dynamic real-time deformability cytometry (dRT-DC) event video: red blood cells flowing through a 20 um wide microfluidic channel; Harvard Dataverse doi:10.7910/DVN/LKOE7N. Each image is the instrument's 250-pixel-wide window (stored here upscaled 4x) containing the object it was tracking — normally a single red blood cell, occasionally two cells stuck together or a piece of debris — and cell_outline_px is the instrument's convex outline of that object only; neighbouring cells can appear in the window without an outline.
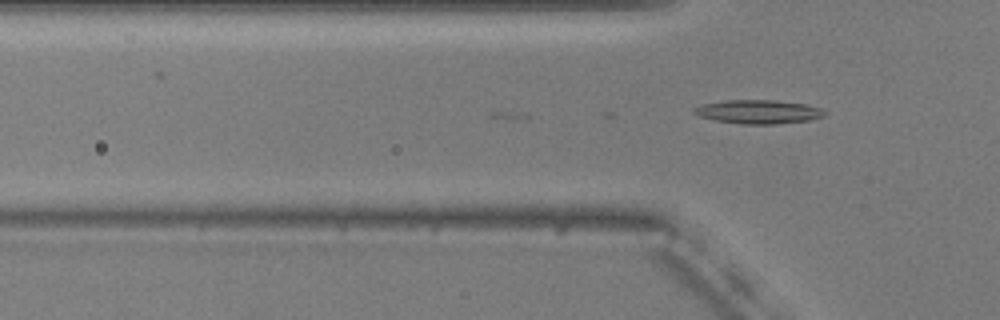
{"species": "common noctule bat (a hibernating species)", "species_latin": "Nyctalus noctula", "temperature_condition": "warm", "stored_images_in_passage": 4, "camera_frame_rate_fps": 3000, "um_per_image_px": 0.085, "animal": {"sex": "male", "body_mass_g": 20.5, "forearm_length_mm": 52.5}, "frame": {"image": 1, "passage_image": 4, "time_ms": 1.0, "image_size_px": [1000, 320], "cell_outline_px": [[828, 112], [824, 116], [812, 120], [776, 124], [740, 124], [716, 120], [700, 116], [692, 112], [692, 108], [700, 104], [724, 100], [772, 100], [808, 104], [820, 108]], "centroid_in_image_um": [64.47, 9.5], "position_along_channel_um": 61.3, "area_um2": 18.32}}